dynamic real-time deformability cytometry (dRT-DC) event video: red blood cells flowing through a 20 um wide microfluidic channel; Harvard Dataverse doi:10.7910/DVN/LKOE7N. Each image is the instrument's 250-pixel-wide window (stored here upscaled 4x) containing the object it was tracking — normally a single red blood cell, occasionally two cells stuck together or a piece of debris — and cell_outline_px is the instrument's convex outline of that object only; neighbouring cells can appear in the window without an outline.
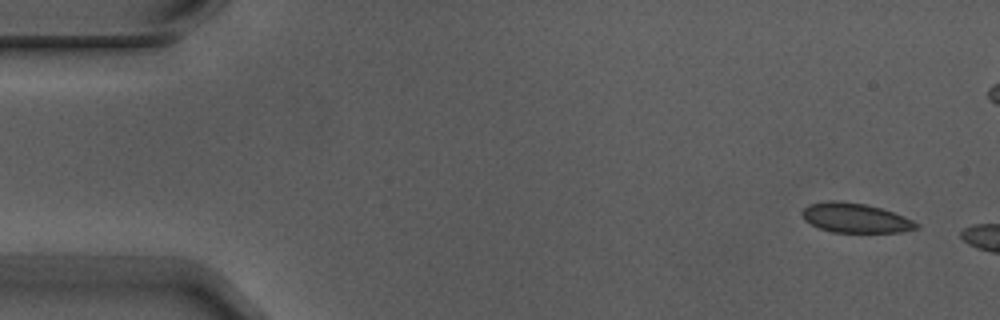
{"species": "Egyptian fruit bat (a non-hibernating species)", "species_latin": "Rousettus aegyptiacus", "temperature_condition": "warm", "stored_images_in_passage": 3, "camera_frame_rate_fps": 3000, "um_per_image_px": 0.085, "animal": {"sex": "male"}, "frame": {"image": 1, "passage_image": 1, "time_ms": 0.0, "image_size_px": [1000, 320], "cell_outline_px": [[920, 228], [904, 232], [832, 232], [820, 228], [804, 220], [800, 212], [808, 204], [828, 200], [836, 200], [864, 204], [880, 208], [904, 216], [920, 224]], "centroid_in_image_um": [72.7, 18.52], "position_along_channel_um": 12.3, "area_um2": 19.71}}